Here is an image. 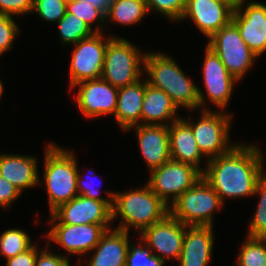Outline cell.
<instances>
[{"mask_svg": "<svg viewBox=\"0 0 266 266\" xmlns=\"http://www.w3.org/2000/svg\"><path fill=\"white\" fill-rule=\"evenodd\" d=\"M263 155L255 144L239 142L229 152L205 160L202 177L224 204L226 198L254 196L256 184L266 171Z\"/></svg>", "mask_w": 266, "mask_h": 266, "instance_id": "obj_1", "label": "cell"}, {"mask_svg": "<svg viewBox=\"0 0 266 266\" xmlns=\"http://www.w3.org/2000/svg\"><path fill=\"white\" fill-rule=\"evenodd\" d=\"M142 188L119 191L114 194L112 222L121 218L115 229L137 230L140 234L145 228L164 220L170 214L168 207L145 183Z\"/></svg>", "mask_w": 266, "mask_h": 266, "instance_id": "obj_2", "label": "cell"}, {"mask_svg": "<svg viewBox=\"0 0 266 266\" xmlns=\"http://www.w3.org/2000/svg\"><path fill=\"white\" fill-rule=\"evenodd\" d=\"M144 76L147 83L166 92L178 108L197 111V85L187 77L175 58L162 52H146Z\"/></svg>", "mask_w": 266, "mask_h": 266, "instance_id": "obj_3", "label": "cell"}, {"mask_svg": "<svg viewBox=\"0 0 266 266\" xmlns=\"http://www.w3.org/2000/svg\"><path fill=\"white\" fill-rule=\"evenodd\" d=\"M45 147L43 178L39 177V184L44 183L51 214L78 195L76 182L79 165L72 149H64L53 142Z\"/></svg>", "mask_w": 266, "mask_h": 266, "instance_id": "obj_4", "label": "cell"}, {"mask_svg": "<svg viewBox=\"0 0 266 266\" xmlns=\"http://www.w3.org/2000/svg\"><path fill=\"white\" fill-rule=\"evenodd\" d=\"M128 39L116 36L108 41L101 78L121 88L143 79L146 52Z\"/></svg>", "mask_w": 266, "mask_h": 266, "instance_id": "obj_5", "label": "cell"}, {"mask_svg": "<svg viewBox=\"0 0 266 266\" xmlns=\"http://www.w3.org/2000/svg\"><path fill=\"white\" fill-rule=\"evenodd\" d=\"M216 191L201 177L170 206V215L187 226H213V217L223 209Z\"/></svg>", "mask_w": 266, "mask_h": 266, "instance_id": "obj_6", "label": "cell"}, {"mask_svg": "<svg viewBox=\"0 0 266 266\" xmlns=\"http://www.w3.org/2000/svg\"><path fill=\"white\" fill-rule=\"evenodd\" d=\"M199 112L198 121H191V115L183 119L190 125L201 152L208 159L229 152L237 144L230 140L233 114L221 110L200 109Z\"/></svg>", "mask_w": 266, "mask_h": 266, "instance_id": "obj_7", "label": "cell"}, {"mask_svg": "<svg viewBox=\"0 0 266 266\" xmlns=\"http://www.w3.org/2000/svg\"><path fill=\"white\" fill-rule=\"evenodd\" d=\"M207 46L218 55L237 81L245 77L259 58L243 41L237 25L232 20L207 40Z\"/></svg>", "mask_w": 266, "mask_h": 266, "instance_id": "obj_8", "label": "cell"}, {"mask_svg": "<svg viewBox=\"0 0 266 266\" xmlns=\"http://www.w3.org/2000/svg\"><path fill=\"white\" fill-rule=\"evenodd\" d=\"M204 63L202 69L205 94L197 87L199 107L201 110H212L207 106L209 101L215 109L225 111L228 107L234 85L237 81L227 70L218 55L207 45L205 47Z\"/></svg>", "mask_w": 266, "mask_h": 266, "instance_id": "obj_9", "label": "cell"}, {"mask_svg": "<svg viewBox=\"0 0 266 266\" xmlns=\"http://www.w3.org/2000/svg\"><path fill=\"white\" fill-rule=\"evenodd\" d=\"M116 35L93 33L74 44L69 66V88L85 80L101 78L108 41Z\"/></svg>", "mask_w": 266, "mask_h": 266, "instance_id": "obj_10", "label": "cell"}, {"mask_svg": "<svg viewBox=\"0 0 266 266\" xmlns=\"http://www.w3.org/2000/svg\"><path fill=\"white\" fill-rule=\"evenodd\" d=\"M149 174L147 184L168 207L202 177V173L194 166L172 159Z\"/></svg>", "mask_w": 266, "mask_h": 266, "instance_id": "obj_11", "label": "cell"}, {"mask_svg": "<svg viewBox=\"0 0 266 266\" xmlns=\"http://www.w3.org/2000/svg\"><path fill=\"white\" fill-rule=\"evenodd\" d=\"M47 230L46 243L51 246L52 243L59 244L68 255H79L78 265L82 264L81 256L89 254L99 243L100 237L106 230L112 229L111 224H49Z\"/></svg>", "mask_w": 266, "mask_h": 266, "instance_id": "obj_12", "label": "cell"}, {"mask_svg": "<svg viewBox=\"0 0 266 266\" xmlns=\"http://www.w3.org/2000/svg\"><path fill=\"white\" fill-rule=\"evenodd\" d=\"M113 201H98L77 195L50 214L49 224H112Z\"/></svg>", "mask_w": 266, "mask_h": 266, "instance_id": "obj_13", "label": "cell"}, {"mask_svg": "<svg viewBox=\"0 0 266 266\" xmlns=\"http://www.w3.org/2000/svg\"><path fill=\"white\" fill-rule=\"evenodd\" d=\"M76 89L75 101L85 118L94 119L107 115L114 117L117 108L118 88L113 87L103 78H98L79 82L71 90L75 91Z\"/></svg>", "mask_w": 266, "mask_h": 266, "instance_id": "obj_14", "label": "cell"}, {"mask_svg": "<svg viewBox=\"0 0 266 266\" xmlns=\"http://www.w3.org/2000/svg\"><path fill=\"white\" fill-rule=\"evenodd\" d=\"M186 227L187 225L169 214L164 220L145 228L139 236L146 242L152 253L164 263L169 260L178 261Z\"/></svg>", "mask_w": 266, "mask_h": 266, "instance_id": "obj_15", "label": "cell"}, {"mask_svg": "<svg viewBox=\"0 0 266 266\" xmlns=\"http://www.w3.org/2000/svg\"><path fill=\"white\" fill-rule=\"evenodd\" d=\"M232 21L253 53L260 57L266 52V4L242 0L233 11Z\"/></svg>", "mask_w": 266, "mask_h": 266, "instance_id": "obj_16", "label": "cell"}, {"mask_svg": "<svg viewBox=\"0 0 266 266\" xmlns=\"http://www.w3.org/2000/svg\"><path fill=\"white\" fill-rule=\"evenodd\" d=\"M233 9L219 0H186L179 22L192 21L206 38H210L231 20Z\"/></svg>", "mask_w": 266, "mask_h": 266, "instance_id": "obj_17", "label": "cell"}, {"mask_svg": "<svg viewBox=\"0 0 266 266\" xmlns=\"http://www.w3.org/2000/svg\"><path fill=\"white\" fill-rule=\"evenodd\" d=\"M136 132L137 144L149 173L171 159L168 126L140 124L129 128Z\"/></svg>", "mask_w": 266, "mask_h": 266, "instance_id": "obj_18", "label": "cell"}, {"mask_svg": "<svg viewBox=\"0 0 266 266\" xmlns=\"http://www.w3.org/2000/svg\"><path fill=\"white\" fill-rule=\"evenodd\" d=\"M214 226H187L179 266H208L214 247Z\"/></svg>", "mask_w": 266, "mask_h": 266, "instance_id": "obj_19", "label": "cell"}, {"mask_svg": "<svg viewBox=\"0 0 266 266\" xmlns=\"http://www.w3.org/2000/svg\"><path fill=\"white\" fill-rule=\"evenodd\" d=\"M37 157L0 153V175L11 182L22 194L28 188L39 185Z\"/></svg>", "mask_w": 266, "mask_h": 266, "instance_id": "obj_20", "label": "cell"}, {"mask_svg": "<svg viewBox=\"0 0 266 266\" xmlns=\"http://www.w3.org/2000/svg\"><path fill=\"white\" fill-rule=\"evenodd\" d=\"M168 131L171 159L190 164L203 173L205 167L200 164L204 161L202 159L208 161V158L199 149L190 125L181 117L168 126Z\"/></svg>", "mask_w": 266, "mask_h": 266, "instance_id": "obj_21", "label": "cell"}, {"mask_svg": "<svg viewBox=\"0 0 266 266\" xmlns=\"http://www.w3.org/2000/svg\"><path fill=\"white\" fill-rule=\"evenodd\" d=\"M130 241L127 231L106 230L85 266H125Z\"/></svg>", "mask_w": 266, "mask_h": 266, "instance_id": "obj_22", "label": "cell"}, {"mask_svg": "<svg viewBox=\"0 0 266 266\" xmlns=\"http://www.w3.org/2000/svg\"><path fill=\"white\" fill-rule=\"evenodd\" d=\"M179 108L163 90L153 87L145 79V93L141 109V124L169 126L181 118Z\"/></svg>", "mask_w": 266, "mask_h": 266, "instance_id": "obj_23", "label": "cell"}, {"mask_svg": "<svg viewBox=\"0 0 266 266\" xmlns=\"http://www.w3.org/2000/svg\"><path fill=\"white\" fill-rule=\"evenodd\" d=\"M145 93V78L118 88L115 122L122 131L141 124V109Z\"/></svg>", "mask_w": 266, "mask_h": 266, "instance_id": "obj_24", "label": "cell"}, {"mask_svg": "<svg viewBox=\"0 0 266 266\" xmlns=\"http://www.w3.org/2000/svg\"><path fill=\"white\" fill-rule=\"evenodd\" d=\"M148 13L145 0H111L105 14L108 22L122 26H133L142 21Z\"/></svg>", "mask_w": 266, "mask_h": 266, "instance_id": "obj_25", "label": "cell"}, {"mask_svg": "<svg viewBox=\"0 0 266 266\" xmlns=\"http://www.w3.org/2000/svg\"><path fill=\"white\" fill-rule=\"evenodd\" d=\"M60 43L72 46L80 40L90 37L95 33L83 20L66 11L65 15L57 22Z\"/></svg>", "mask_w": 266, "mask_h": 266, "instance_id": "obj_26", "label": "cell"}, {"mask_svg": "<svg viewBox=\"0 0 266 266\" xmlns=\"http://www.w3.org/2000/svg\"><path fill=\"white\" fill-rule=\"evenodd\" d=\"M35 243L24 230L9 228L0 234V256L10 259L30 249Z\"/></svg>", "mask_w": 266, "mask_h": 266, "instance_id": "obj_27", "label": "cell"}, {"mask_svg": "<svg viewBox=\"0 0 266 266\" xmlns=\"http://www.w3.org/2000/svg\"><path fill=\"white\" fill-rule=\"evenodd\" d=\"M66 11L83 20L94 32L105 33L103 30L106 26L105 13L91 3L83 0H67Z\"/></svg>", "mask_w": 266, "mask_h": 266, "instance_id": "obj_28", "label": "cell"}, {"mask_svg": "<svg viewBox=\"0 0 266 266\" xmlns=\"http://www.w3.org/2000/svg\"><path fill=\"white\" fill-rule=\"evenodd\" d=\"M254 195H259V201L253 218L250 219L248 233L245 235L253 238H266V171L259 178Z\"/></svg>", "mask_w": 266, "mask_h": 266, "instance_id": "obj_29", "label": "cell"}, {"mask_svg": "<svg viewBox=\"0 0 266 266\" xmlns=\"http://www.w3.org/2000/svg\"><path fill=\"white\" fill-rule=\"evenodd\" d=\"M236 266H266V238L245 237Z\"/></svg>", "mask_w": 266, "mask_h": 266, "instance_id": "obj_30", "label": "cell"}, {"mask_svg": "<svg viewBox=\"0 0 266 266\" xmlns=\"http://www.w3.org/2000/svg\"><path fill=\"white\" fill-rule=\"evenodd\" d=\"M139 244L130 242L125 266H165L166 264L147 246L146 242L139 237ZM139 245V246H138Z\"/></svg>", "mask_w": 266, "mask_h": 266, "instance_id": "obj_31", "label": "cell"}, {"mask_svg": "<svg viewBox=\"0 0 266 266\" xmlns=\"http://www.w3.org/2000/svg\"><path fill=\"white\" fill-rule=\"evenodd\" d=\"M149 12H156L178 23L184 13L186 0H145Z\"/></svg>", "mask_w": 266, "mask_h": 266, "instance_id": "obj_32", "label": "cell"}, {"mask_svg": "<svg viewBox=\"0 0 266 266\" xmlns=\"http://www.w3.org/2000/svg\"><path fill=\"white\" fill-rule=\"evenodd\" d=\"M67 0H33L35 12L43 21L57 23L66 13Z\"/></svg>", "mask_w": 266, "mask_h": 266, "instance_id": "obj_33", "label": "cell"}, {"mask_svg": "<svg viewBox=\"0 0 266 266\" xmlns=\"http://www.w3.org/2000/svg\"><path fill=\"white\" fill-rule=\"evenodd\" d=\"M13 16L0 13V57L13 47L14 39L21 29Z\"/></svg>", "mask_w": 266, "mask_h": 266, "instance_id": "obj_34", "label": "cell"}, {"mask_svg": "<svg viewBox=\"0 0 266 266\" xmlns=\"http://www.w3.org/2000/svg\"><path fill=\"white\" fill-rule=\"evenodd\" d=\"M80 168L78 167V176H77V182H76V185H77V191H78V195H83L87 198H91V199H95V200H98V201H113L114 200V194L115 192L109 190V191H105L106 196H100V187H95L94 186V178L95 176L97 175L95 172H90V169L88 170V179L85 181V179L83 178L84 174H80L82 172H80L79 170ZM87 176V175H86ZM95 181V180H94ZM100 182V181H99ZM98 182V183H99ZM93 184V185H92Z\"/></svg>", "mask_w": 266, "mask_h": 266, "instance_id": "obj_35", "label": "cell"}, {"mask_svg": "<svg viewBox=\"0 0 266 266\" xmlns=\"http://www.w3.org/2000/svg\"><path fill=\"white\" fill-rule=\"evenodd\" d=\"M33 11V0H0V13L23 16Z\"/></svg>", "mask_w": 266, "mask_h": 266, "instance_id": "obj_36", "label": "cell"}, {"mask_svg": "<svg viewBox=\"0 0 266 266\" xmlns=\"http://www.w3.org/2000/svg\"><path fill=\"white\" fill-rule=\"evenodd\" d=\"M50 248L51 246L47 243L43 249L40 248V251L37 252L35 266H71L68 257L48 251Z\"/></svg>", "mask_w": 266, "mask_h": 266, "instance_id": "obj_37", "label": "cell"}, {"mask_svg": "<svg viewBox=\"0 0 266 266\" xmlns=\"http://www.w3.org/2000/svg\"><path fill=\"white\" fill-rule=\"evenodd\" d=\"M20 196V191L0 175V207L8 210Z\"/></svg>", "mask_w": 266, "mask_h": 266, "instance_id": "obj_38", "label": "cell"}, {"mask_svg": "<svg viewBox=\"0 0 266 266\" xmlns=\"http://www.w3.org/2000/svg\"><path fill=\"white\" fill-rule=\"evenodd\" d=\"M39 251V245L34 244L27 251L14 256L13 258L7 259L5 266H35L36 256Z\"/></svg>", "mask_w": 266, "mask_h": 266, "instance_id": "obj_39", "label": "cell"}, {"mask_svg": "<svg viewBox=\"0 0 266 266\" xmlns=\"http://www.w3.org/2000/svg\"><path fill=\"white\" fill-rule=\"evenodd\" d=\"M83 1H87L91 3L95 7L102 10L105 14L107 13L110 2H111V0H83Z\"/></svg>", "mask_w": 266, "mask_h": 266, "instance_id": "obj_40", "label": "cell"}, {"mask_svg": "<svg viewBox=\"0 0 266 266\" xmlns=\"http://www.w3.org/2000/svg\"><path fill=\"white\" fill-rule=\"evenodd\" d=\"M219 1L228 4L233 10H235L242 0H219Z\"/></svg>", "mask_w": 266, "mask_h": 266, "instance_id": "obj_41", "label": "cell"}, {"mask_svg": "<svg viewBox=\"0 0 266 266\" xmlns=\"http://www.w3.org/2000/svg\"><path fill=\"white\" fill-rule=\"evenodd\" d=\"M3 93H4V85H3L2 80L0 79V99H1L2 96H3ZM0 101H1V100H0Z\"/></svg>", "mask_w": 266, "mask_h": 266, "instance_id": "obj_42", "label": "cell"}]
</instances>
